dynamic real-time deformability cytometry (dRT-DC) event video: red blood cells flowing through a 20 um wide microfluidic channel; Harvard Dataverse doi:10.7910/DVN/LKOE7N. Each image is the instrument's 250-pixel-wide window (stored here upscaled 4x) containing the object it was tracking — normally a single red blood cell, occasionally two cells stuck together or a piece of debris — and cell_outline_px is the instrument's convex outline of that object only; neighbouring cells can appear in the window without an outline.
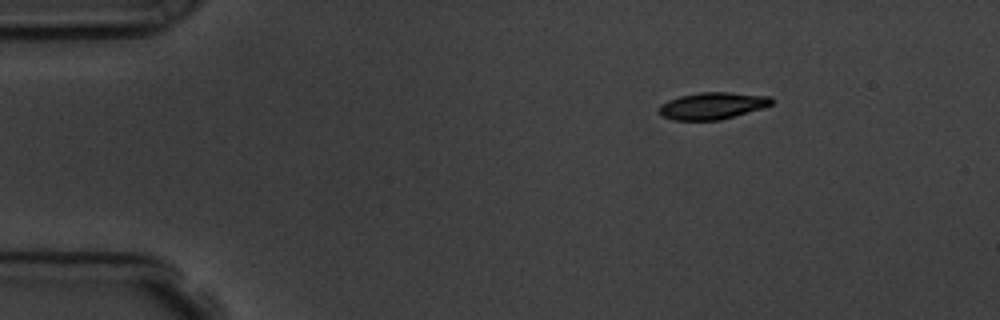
{"species": "common noctule bat (a hibernating species)", "species_latin": "Nyctalus noctula", "temperature_condition": "room temperature", "stored_images_in_passage": 2, "camera_frame_rate_fps": 3000, "um_per_image_px": 0.085, "animal": {"sex": "male", "body_mass_g": 19.5, "forearm_length_mm": 54.6}, "frame": {"image": 1, "passage_image": 2, "time_ms": 1.333, "image_size_px": [1000, 320], "cell_outline_px": [[772, 104], [764, 108], [720, 120], [672, 120], [656, 112], [660, 104], [668, 100], [680, 96], [700, 92], [728, 92], [768, 96], [772, 100]], "centroid_in_image_um": [60.52, 8.99], "position_along_channel_um": 24.5, "area_um2": 17.69}}